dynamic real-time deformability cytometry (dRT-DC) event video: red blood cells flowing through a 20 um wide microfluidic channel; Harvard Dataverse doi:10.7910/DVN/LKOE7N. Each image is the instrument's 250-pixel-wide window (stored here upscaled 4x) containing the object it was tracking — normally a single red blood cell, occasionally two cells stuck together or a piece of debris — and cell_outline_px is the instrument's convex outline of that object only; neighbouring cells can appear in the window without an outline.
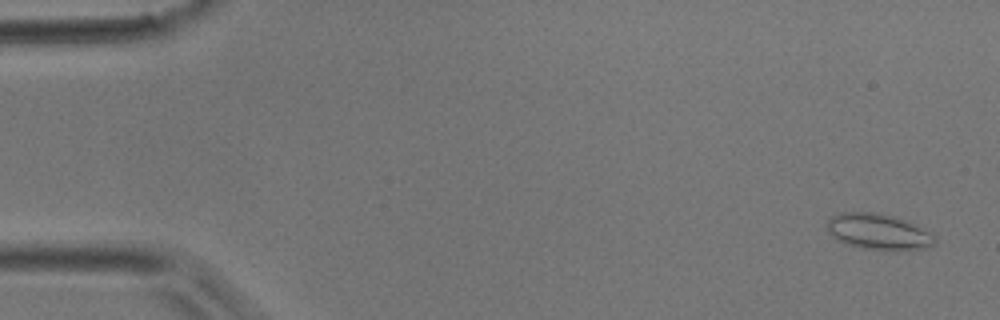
{"species": "common noctule bat (a hibernating species)", "species_latin": "Nyctalus noctula", "temperature_condition": "room temperature", "stored_images_in_passage": 6, "camera_frame_rate_fps": 3000, "um_per_image_px": 0.085, "animal": {"sex": "male", "body_mass_g": 17.9}, "frame": {"image": 1, "passage_image": 2, "time_ms": 0.333, "image_size_px": [1000, 320], "cell_outline_px": [[936, 244], [924, 248], [892, 252], [860, 248], [844, 244], [836, 240], [832, 236], [828, 228], [828, 220], [832, 216], [840, 212], [876, 212], [896, 216], [916, 224], [936, 236]], "centroid_in_image_um": [74.7, 19.72], "position_along_channel_um": 10.3, "area_um2": 23.18}}